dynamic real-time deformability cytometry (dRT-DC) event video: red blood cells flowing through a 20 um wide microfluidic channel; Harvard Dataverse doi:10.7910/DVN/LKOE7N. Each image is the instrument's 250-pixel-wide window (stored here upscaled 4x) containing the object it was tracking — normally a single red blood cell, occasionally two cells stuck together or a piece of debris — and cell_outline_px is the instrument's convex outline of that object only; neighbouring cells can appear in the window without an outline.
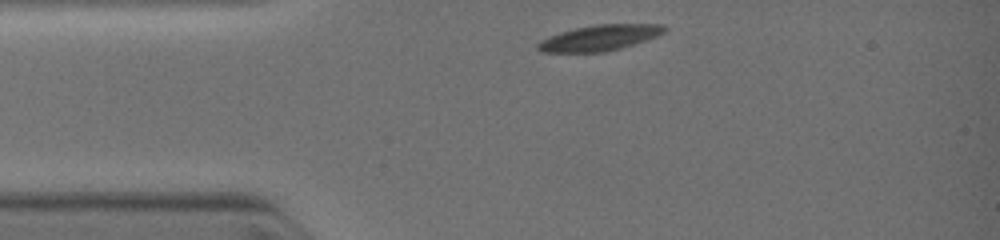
{"species": "common noctule bat (a hibernating species)", "species_latin": "Nyctalus noctula", "temperature_condition": "warm", "stored_images_in_passage": 2, "camera_frame_rate_fps": 3000, "um_per_image_px": 0.085, "animal": {"sex": "female", "body_mass_g": 19.0, "forearm_length_mm": 51.5}, "frame": {"image": 1, "passage_image": 1, "time_ms": 0.0, "image_size_px": [1000, 240], "cell_outline_px": [[668, 32], [620, 48], [604, 52], [540, 52], [536, 48], [536, 44], [540, 40], [548, 36], [560, 32], [576, 28], [596, 24], [664, 24], [668, 28]], "centroid_in_image_um": [50.96, 3.21], "position_along_channel_um": 34.0, "area_um2": 19.02}}